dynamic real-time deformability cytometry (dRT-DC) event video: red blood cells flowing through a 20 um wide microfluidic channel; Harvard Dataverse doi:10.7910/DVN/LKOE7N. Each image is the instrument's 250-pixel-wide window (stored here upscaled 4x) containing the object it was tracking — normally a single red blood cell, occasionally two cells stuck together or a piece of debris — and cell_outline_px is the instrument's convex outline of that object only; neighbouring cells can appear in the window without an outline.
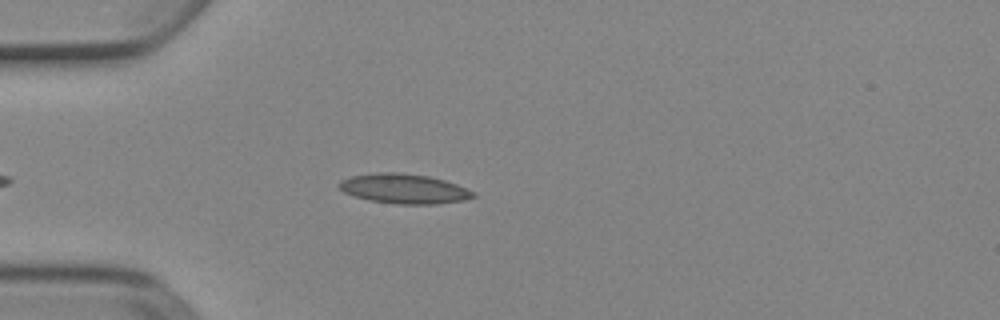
{"species": "Egyptian fruit bat (a non-hibernating species)", "species_latin": "Rousettus aegyptiacus", "temperature_condition": "cold", "stored_images_in_passage": 39, "camera_frame_rate_fps": 3000, "um_per_image_px": 0.085, "animal": {"sex": "female"}, "frame": {"image": 1, "passage_image": 5, "time_ms": 1.333, "image_size_px": [1000, 320], "cell_outline_px": [[476, 196], [464, 200], [436, 204], [400, 204], [368, 200], [344, 192], [336, 184], [340, 180], [352, 176], [380, 172], [400, 172], [428, 176], [444, 180], [456, 184], [476, 192]], "centroid_in_image_um": [34.35, 16.04], "position_along_channel_um": 50.6, "area_um2": 23.18}}
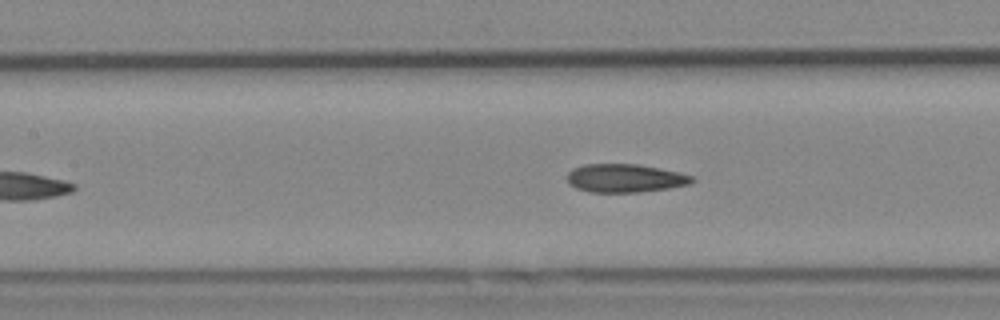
{"frame": {"image": 2, "passage_image": 14, "time_ms": 4.333, "image_size_px": [1000, 320], "cell_outline_px": [[696, 180], [688, 184], [668, 188], [636, 192], [588, 192], [576, 188], [568, 184], [568, 172], [572, 168], [584, 164], [640, 164], [680, 172], [692, 176]], "centroid_in_image_um": [53.11, 15.14], "position_along_channel_um": 154.3, "area_um2": 20.69}}
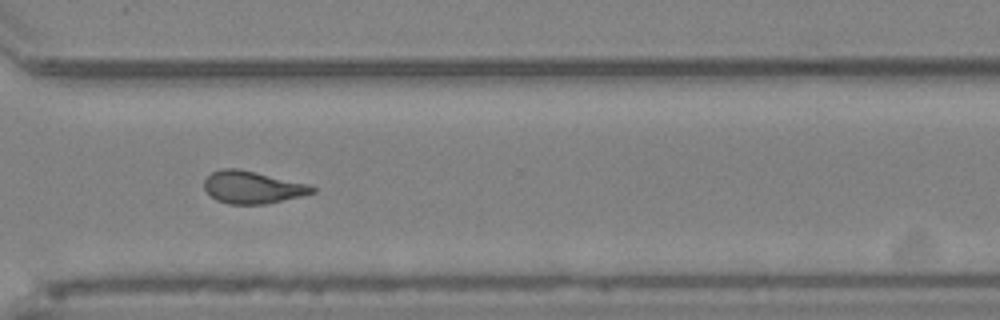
{"frame": {"image": 3, "passage_image": 29, "time_ms": 9.333, "image_size_px": [1000, 320], "cell_outline_px": [[316, 192], [300, 196], [264, 204], [228, 204], [216, 200], [204, 188], [204, 180], [212, 172], [224, 168], [236, 168], [308, 184], [316, 188]], "centroid_in_image_um": [21.44, 15.92], "position_along_channel_um": 349.2, "area_um2": 20.06}, "authors_computed_cell_mechanics": {"area_um2": 20.2878, "velocity_mm_per_s": 3.9102, "shape_relaxation_time_tau1_ms": null, "shape_relaxation_time_tau2_ms": 3.711, "deformation_change_tau1": null, "deformation_change_tau2": 0.1052}}